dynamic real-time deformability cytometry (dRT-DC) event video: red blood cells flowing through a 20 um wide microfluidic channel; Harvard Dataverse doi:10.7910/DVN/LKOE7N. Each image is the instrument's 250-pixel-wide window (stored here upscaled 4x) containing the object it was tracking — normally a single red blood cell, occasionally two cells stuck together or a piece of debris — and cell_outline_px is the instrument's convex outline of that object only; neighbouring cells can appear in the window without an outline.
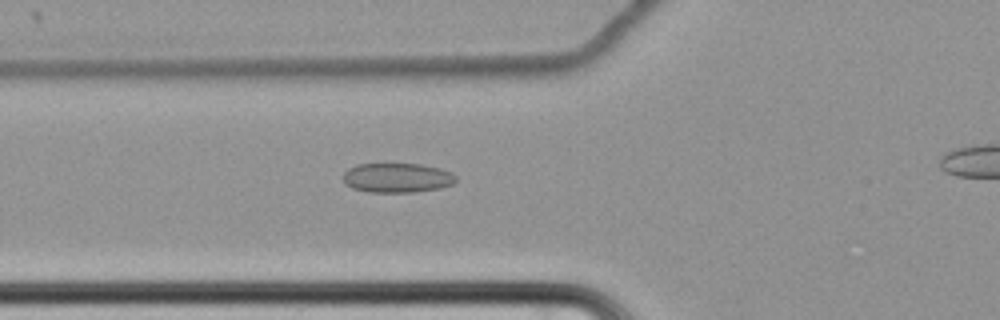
{"species": "common noctule bat (a hibernating species)", "species_latin": "Nyctalus noctula", "temperature_condition": "cold", "stored_images_in_passage": 36, "camera_frame_rate_fps": 3000, "um_per_image_px": 0.085, "animal": {"sex": "female", "body_mass_g": 22.7, "forearm_length_mm": 54.2}, "frame": {"image": 1, "passage_image": 4, "time_ms": 1.0, "image_size_px": [1000, 320], "cell_outline_px": [[456, 180], [452, 184], [440, 188], [412, 192], [368, 192], [352, 188], [344, 184], [344, 172], [348, 168], [356, 164], [420, 164], [440, 168], [452, 172], [456, 176]], "centroid_in_image_um": [33.74, 15.11], "position_along_channel_um": 92.1, "area_um2": 19.48}}
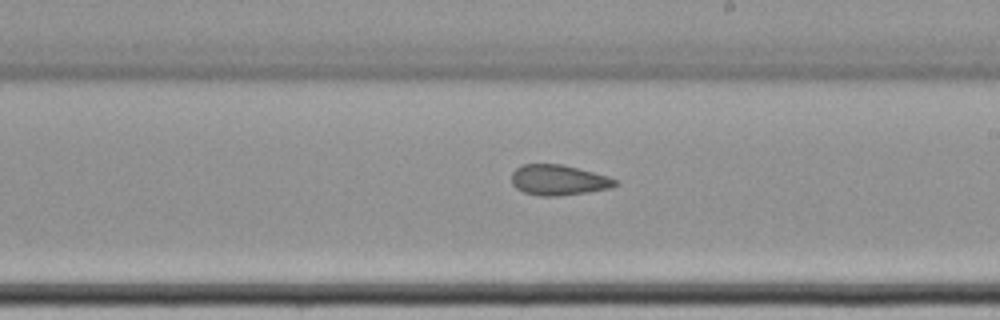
{"frame": {"image": 2, "passage_image": 17, "time_ms": 5.333, "image_size_px": [1000, 320], "cell_outline_px": [[620, 184], [612, 188], [588, 192], [560, 196], [540, 196], [524, 192], [516, 188], [512, 184], [512, 172], [516, 168], [524, 164], [564, 164], [608, 176], [616, 180]], "centroid_in_image_um": [47.5, 15.3], "position_along_channel_um": 241.5, "area_um2": 18.55}}
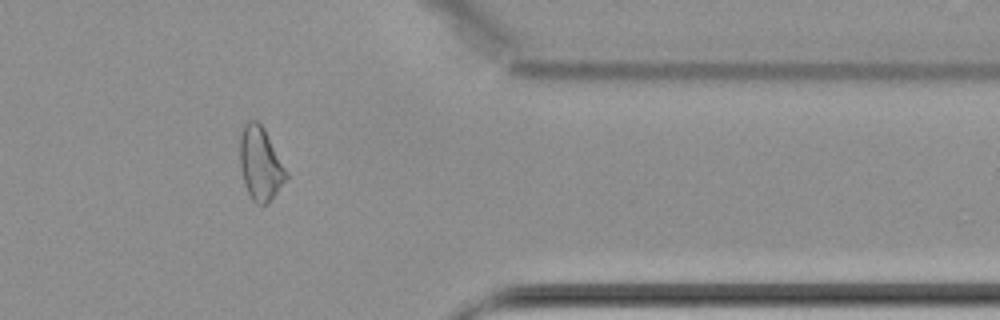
{"frame": {"image": 3, "passage_image": 31, "time_ms": 10.0, "image_size_px": [1000, 320], "cell_outline_px": [[288, 176], [268, 204], [256, 204], [252, 200], [244, 184], [240, 168], [240, 136], [244, 124], [248, 120], [256, 120], [264, 128], [288, 172]], "centroid_in_image_um": [22.12, 13.91], "position_along_channel_um": 389.3, "area_um2": 19.77}}